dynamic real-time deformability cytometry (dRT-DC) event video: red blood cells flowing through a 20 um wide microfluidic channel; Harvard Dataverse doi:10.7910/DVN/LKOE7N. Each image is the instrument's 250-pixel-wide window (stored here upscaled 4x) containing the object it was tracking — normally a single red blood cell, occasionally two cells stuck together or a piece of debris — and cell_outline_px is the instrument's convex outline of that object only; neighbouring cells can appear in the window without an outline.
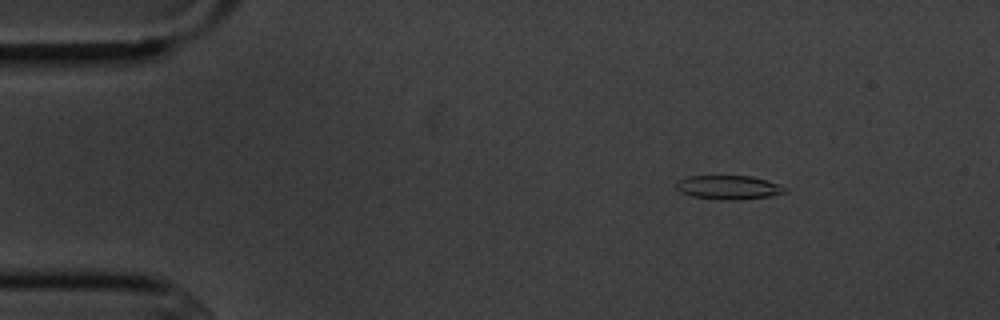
{"species": "common noctule bat (a hibernating species)", "species_latin": "Nyctalus noctula", "temperature_condition": "cold", "stored_images_in_passage": 5, "camera_frame_rate_fps": 3000, "um_per_image_px": 0.085, "animal": {"sex": "male", "body_mass_g": 20.1, "forearm_length_mm": 53.5}, "frame": {"image": 1, "passage_image": 2, "time_ms": 1.333, "image_size_px": [1000, 320], "cell_outline_px": [[788, 192], [768, 196], [740, 200], [720, 200], [692, 196], [680, 192], [676, 188], [676, 180], [688, 176], [752, 176], [780, 184], [788, 188]], "centroid_in_image_um": [61.93, 15.93], "position_along_channel_um": 23.1, "area_um2": 15.37}}
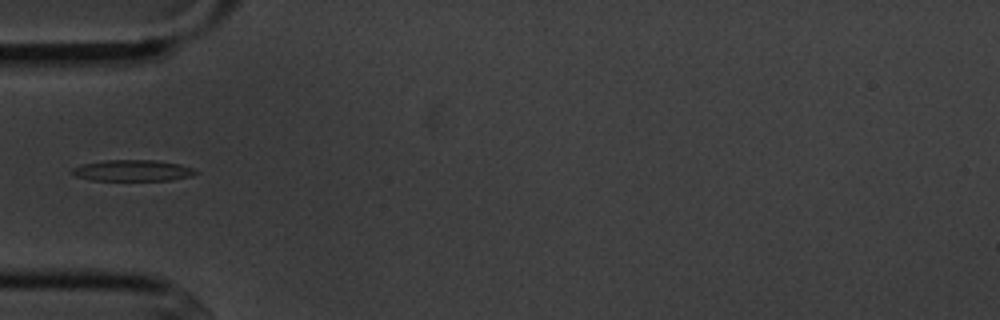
{"frame": {"image": 2, "passage_image": 5, "time_ms": 4.667, "image_size_px": [1000, 320], "cell_outline_px": [[200, 172], [192, 176], [172, 180], [88, 180], [76, 176], [72, 172], [72, 168], [80, 164], [104, 160], [156, 160], [180, 164], [192, 168]], "centroid_in_image_um": [11.28, 14.49], "position_along_channel_um": 73.7, "area_um2": 15.37}}